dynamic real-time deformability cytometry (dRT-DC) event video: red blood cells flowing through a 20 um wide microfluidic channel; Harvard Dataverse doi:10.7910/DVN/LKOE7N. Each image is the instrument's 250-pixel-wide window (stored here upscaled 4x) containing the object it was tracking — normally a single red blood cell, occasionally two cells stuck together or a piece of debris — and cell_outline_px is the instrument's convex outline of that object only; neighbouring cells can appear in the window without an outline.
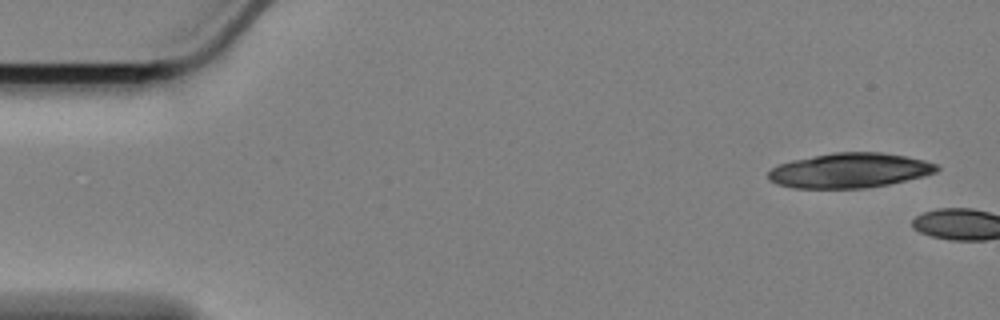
{"species": "Egyptian fruit bat (a non-hibernating species)", "species_latin": "Rousettus aegyptiacus", "temperature_condition": "cold", "stored_images_in_passage": 4, "camera_frame_rate_fps": 3000, "um_per_image_px": 0.085, "animal": {"sex": "female"}, "frame": {"image": 1, "passage_image": 1, "time_ms": 0.0, "image_size_px": [1000, 320], "cell_outline_px": [[940, 168], [936, 172], [924, 176], [888, 184], [864, 188], [792, 188], [776, 184], [768, 180], [768, 172], [772, 168], [780, 164], [792, 160], [832, 152], [880, 152], [904, 156], [924, 160], [936, 164]], "centroid_in_image_um": [72.19, 14.49], "position_along_channel_um": 12.8, "area_um2": 34.16}}